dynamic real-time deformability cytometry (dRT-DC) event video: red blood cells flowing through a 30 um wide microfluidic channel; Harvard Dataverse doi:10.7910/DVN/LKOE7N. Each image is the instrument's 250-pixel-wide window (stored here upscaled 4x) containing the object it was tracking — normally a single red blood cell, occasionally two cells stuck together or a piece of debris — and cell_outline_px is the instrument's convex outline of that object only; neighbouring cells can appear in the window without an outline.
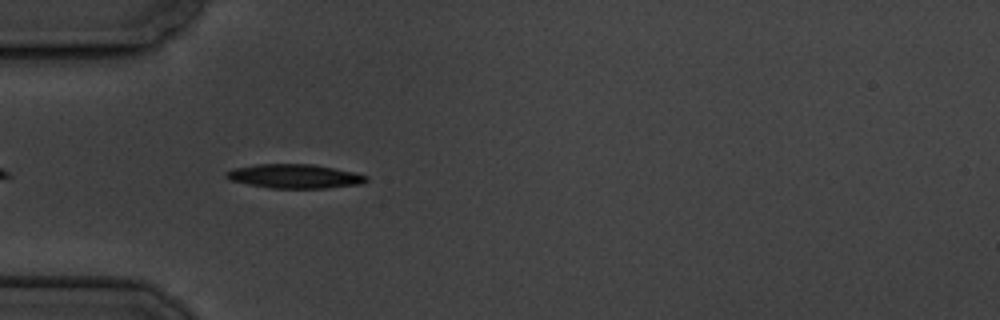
{"species": "common noctule bat (a hibernating species)", "species_latin": "Nyctalus noctula", "temperature_condition": "cold", "stored_images_in_passage": 4, "camera_frame_rate_fps": 3000, "um_per_image_px": 0.085, "animal": {"sex": "male", "body_mass_g": 19.5, "forearm_length_mm": 54.6}, "frame": {"image": 1, "passage_image": 2, "time_ms": 1.0, "image_size_px": [1000, 320], "cell_outline_px": [[368, 180], [360, 184], [324, 188], [268, 188], [248, 184], [232, 180], [224, 176], [224, 172], [232, 168], [256, 164], [312, 164], [352, 172], [368, 176]], "centroid_in_image_um": [24.98, 14.98], "position_along_channel_um": 60.0, "area_um2": 19.54}}
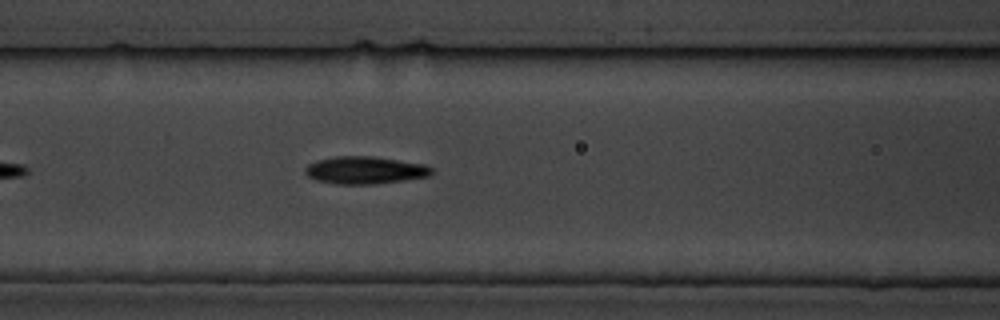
{"frame": {"image": 2, "passage_image": 4, "time_ms": 3.333, "image_size_px": [1000, 320], "cell_outline_px": [[432, 172], [428, 176], [404, 180], [372, 184], [336, 184], [316, 180], [308, 176], [304, 172], [304, 168], [308, 164], [316, 160], [336, 156], [372, 156], [424, 164], [432, 168]], "centroid_in_image_um": [30.97, 14.46], "position_along_channel_um": 135.6, "area_um2": 20.17}}